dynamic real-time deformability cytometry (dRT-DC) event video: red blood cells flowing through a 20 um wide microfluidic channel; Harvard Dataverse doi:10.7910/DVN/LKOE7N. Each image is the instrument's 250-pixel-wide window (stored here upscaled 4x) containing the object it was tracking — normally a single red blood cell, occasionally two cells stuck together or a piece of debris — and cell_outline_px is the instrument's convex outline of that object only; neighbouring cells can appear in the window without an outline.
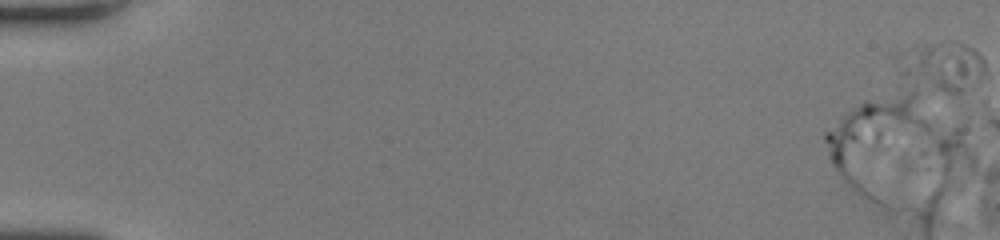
{"species": "human", "species_latin": "Homo sapiens", "temperature_condition": "room temperature", "stored_images_in_passage": 4, "camera_frame_rate_fps": 3000, "um_per_image_px": 0.085, "donor": {"sex": "female"}, "frame": {"image": 1, "passage_image": 1, "time_ms": 0.0, "image_size_px": [1000, 240], "cell_outline_px": [[984, 68], [960, 92], [948, 92], [940, 88], [936, 84], [920, 64], [920, 60], [924, 48], [944, 40], [952, 40], [964, 44], [972, 48], [984, 60]], "centroid_in_image_um": [80.88, 5.5], "position_along_channel_um": 4.1, "area_um2": 16.88}}